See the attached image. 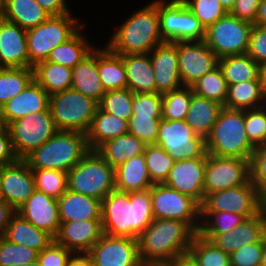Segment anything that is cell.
Segmentation results:
<instances>
[{"instance_id":"obj_1","label":"cell","mask_w":266,"mask_h":266,"mask_svg":"<svg viewBox=\"0 0 266 266\" xmlns=\"http://www.w3.org/2000/svg\"><path fill=\"white\" fill-rule=\"evenodd\" d=\"M153 220L150 188L133 192L115 189L101 201L103 234L138 239Z\"/></svg>"},{"instance_id":"obj_2","label":"cell","mask_w":266,"mask_h":266,"mask_svg":"<svg viewBox=\"0 0 266 266\" xmlns=\"http://www.w3.org/2000/svg\"><path fill=\"white\" fill-rule=\"evenodd\" d=\"M196 234L187 222L154 219L137 239L140 259L142 262H169L189 252Z\"/></svg>"},{"instance_id":"obj_3","label":"cell","mask_w":266,"mask_h":266,"mask_svg":"<svg viewBox=\"0 0 266 266\" xmlns=\"http://www.w3.org/2000/svg\"><path fill=\"white\" fill-rule=\"evenodd\" d=\"M115 29L107 47L119 55L147 54L165 43L160 33L157 0L134 12Z\"/></svg>"},{"instance_id":"obj_4","label":"cell","mask_w":266,"mask_h":266,"mask_svg":"<svg viewBox=\"0 0 266 266\" xmlns=\"http://www.w3.org/2000/svg\"><path fill=\"white\" fill-rule=\"evenodd\" d=\"M90 151L87 134L77 131H57L41 147L23 160L30 169L68 172Z\"/></svg>"},{"instance_id":"obj_5","label":"cell","mask_w":266,"mask_h":266,"mask_svg":"<svg viewBox=\"0 0 266 266\" xmlns=\"http://www.w3.org/2000/svg\"><path fill=\"white\" fill-rule=\"evenodd\" d=\"M244 124L245 110L223 107L206 138L207 153L251 160L255 147L249 142Z\"/></svg>"},{"instance_id":"obj_6","label":"cell","mask_w":266,"mask_h":266,"mask_svg":"<svg viewBox=\"0 0 266 266\" xmlns=\"http://www.w3.org/2000/svg\"><path fill=\"white\" fill-rule=\"evenodd\" d=\"M68 190L103 200L115 190V169L90 150L67 172Z\"/></svg>"},{"instance_id":"obj_7","label":"cell","mask_w":266,"mask_h":266,"mask_svg":"<svg viewBox=\"0 0 266 266\" xmlns=\"http://www.w3.org/2000/svg\"><path fill=\"white\" fill-rule=\"evenodd\" d=\"M49 108L58 131L87 134L99 103L78 91L68 89L50 95Z\"/></svg>"},{"instance_id":"obj_8","label":"cell","mask_w":266,"mask_h":266,"mask_svg":"<svg viewBox=\"0 0 266 266\" xmlns=\"http://www.w3.org/2000/svg\"><path fill=\"white\" fill-rule=\"evenodd\" d=\"M73 18L70 13L50 16L40 25L26 30L29 68L47 60L56 46L68 40L85 23Z\"/></svg>"},{"instance_id":"obj_9","label":"cell","mask_w":266,"mask_h":266,"mask_svg":"<svg viewBox=\"0 0 266 266\" xmlns=\"http://www.w3.org/2000/svg\"><path fill=\"white\" fill-rule=\"evenodd\" d=\"M160 33L165 42L204 41L205 27L183 0H157Z\"/></svg>"},{"instance_id":"obj_10","label":"cell","mask_w":266,"mask_h":266,"mask_svg":"<svg viewBox=\"0 0 266 266\" xmlns=\"http://www.w3.org/2000/svg\"><path fill=\"white\" fill-rule=\"evenodd\" d=\"M7 127L14 153L18 159H24L58 131L50 108L12 121Z\"/></svg>"},{"instance_id":"obj_11","label":"cell","mask_w":266,"mask_h":266,"mask_svg":"<svg viewBox=\"0 0 266 266\" xmlns=\"http://www.w3.org/2000/svg\"><path fill=\"white\" fill-rule=\"evenodd\" d=\"M154 219H173L187 222L197 233L201 222V205L188 195L172 189L164 183L150 188Z\"/></svg>"},{"instance_id":"obj_12","label":"cell","mask_w":266,"mask_h":266,"mask_svg":"<svg viewBox=\"0 0 266 266\" xmlns=\"http://www.w3.org/2000/svg\"><path fill=\"white\" fill-rule=\"evenodd\" d=\"M252 26L228 12L206 28L204 42L218 58L246 54Z\"/></svg>"},{"instance_id":"obj_13","label":"cell","mask_w":266,"mask_h":266,"mask_svg":"<svg viewBox=\"0 0 266 266\" xmlns=\"http://www.w3.org/2000/svg\"><path fill=\"white\" fill-rule=\"evenodd\" d=\"M155 144L175 161L208 155L206 139L197 135L185 120L161 119Z\"/></svg>"},{"instance_id":"obj_14","label":"cell","mask_w":266,"mask_h":266,"mask_svg":"<svg viewBox=\"0 0 266 266\" xmlns=\"http://www.w3.org/2000/svg\"><path fill=\"white\" fill-rule=\"evenodd\" d=\"M262 196L251 180L246 184L205 195L201 212H231L245 218L262 211Z\"/></svg>"},{"instance_id":"obj_15","label":"cell","mask_w":266,"mask_h":266,"mask_svg":"<svg viewBox=\"0 0 266 266\" xmlns=\"http://www.w3.org/2000/svg\"><path fill=\"white\" fill-rule=\"evenodd\" d=\"M250 180V160L207 155L204 195L246 184Z\"/></svg>"},{"instance_id":"obj_16","label":"cell","mask_w":266,"mask_h":266,"mask_svg":"<svg viewBox=\"0 0 266 266\" xmlns=\"http://www.w3.org/2000/svg\"><path fill=\"white\" fill-rule=\"evenodd\" d=\"M182 86L191 87L199 78L218 66L219 58L204 41L174 42Z\"/></svg>"},{"instance_id":"obj_17","label":"cell","mask_w":266,"mask_h":266,"mask_svg":"<svg viewBox=\"0 0 266 266\" xmlns=\"http://www.w3.org/2000/svg\"><path fill=\"white\" fill-rule=\"evenodd\" d=\"M94 266H139L138 240L103 234L87 253Z\"/></svg>"},{"instance_id":"obj_18","label":"cell","mask_w":266,"mask_h":266,"mask_svg":"<svg viewBox=\"0 0 266 266\" xmlns=\"http://www.w3.org/2000/svg\"><path fill=\"white\" fill-rule=\"evenodd\" d=\"M35 191L32 170L23 159L0 167V195L15 211L21 207Z\"/></svg>"},{"instance_id":"obj_19","label":"cell","mask_w":266,"mask_h":266,"mask_svg":"<svg viewBox=\"0 0 266 266\" xmlns=\"http://www.w3.org/2000/svg\"><path fill=\"white\" fill-rule=\"evenodd\" d=\"M207 157L177 160L164 184L195 199L200 205L204 201V177Z\"/></svg>"},{"instance_id":"obj_20","label":"cell","mask_w":266,"mask_h":266,"mask_svg":"<svg viewBox=\"0 0 266 266\" xmlns=\"http://www.w3.org/2000/svg\"><path fill=\"white\" fill-rule=\"evenodd\" d=\"M199 235L230 255L245 245L259 242L266 235V217L262 210L259 214L246 218L229 232Z\"/></svg>"},{"instance_id":"obj_21","label":"cell","mask_w":266,"mask_h":266,"mask_svg":"<svg viewBox=\"0 0 266 266\" xmlns=\"http://www.w3.org/2000/svg\"><path fill=\"white\" fill-rule=\"evenodd\" d=\"M103 235L101 219L61 222L54 241L76 253H88Z\"/></svg>"},{"instance_id":"obj_22","label":"cell","mask_w":266,"mask_h":266,"mask_svg":"<svg viewBox=\"0 0 266 266\" xmlns=\"http://www.w3.org/2000/svg\"><path fill=\"white\" fill-rule=\"evenodd\" d=\"M36 228L56 236L61 224L57 199L35 190L16 211Z\"/></svg>"},{"instance_id":"obj_23","label":"cell","mask_w":266,"mask_h":266,"mask_svg":"<svg viewBox=\"0 0 266 266\" xmlns=\"http://www.w3.org/2000/svg\"><path fill=\"white\" fill-rule=\"evenodd\" d=\"M149 55L156 82V93L181 88L177 46L172 42H165L154 48Z\"/></svg>"},{"instance_id":"obj_24","label":"cell","mask_w":266,"mask_h":266,"mask_svg":"<svg viewBox=\"0 0 266 266\" xmlns=\"http://www.w3.org/2000/svg\"><path fill=\"white\" fill-rule=\"evenodd\" d=\"M29 68L26 30L0 17V68Z\"/></svg>"},{"instance_id":"obj_25","label":"cell","mask_w":266,"mask_h":266,"mask_svg":"<svg viewBox=\"0 0 266 266\" xmlns=\"http://www.w3.org/2000/svg\"><path fill=\"white\" fill-rule=\"evenodd\" d=\"M50 95L33 79L19 94L1 108L5 124L29 114L49 109Z\"/></svg>"},{"instance_id":"obj_26","label":"cell","mask_w":266,"mask_h":266,"mask_svg":"<svg viewBox=\"0 0 266 266\" xmlns=\"http://www.w3.org/2000/svg\"><path fill=\"white\" fill-rule=\"evenodd\" d=\"M71 89L100 103L106 93L98 73V49H93L72 68Z\"/></svg>"},{"instance_id":"obj_27","label":"cell","mask_w":266,"mask_h":266,"mask_svg":"<svg viewBox=\"0 0 266 266\" xmlns=\"http://www.w3.org/2000/svg\"><path fill=\"white\" fill-rule=\"evenodd\" d=\"M57 201L61 222L101 219V200L67 189Z\"/></svg>"},{"instance_id":"obj_28","label":"cell","mask_w":266,"mask_h":266,"mask_svg":"<svg viewBox=\"0 0 266 266\" xmlns=\"http://www.w3.org/2000/svg\"><path fill=\"white\" fill-rule=\"evenodd\" d=\"M2 236L12 243L35 249L38 252H41L54 241L51 234L36 228L16 212L11 216Z\"/></svg>"},{"instance_id":"obj_29","label":"cell","mask_w":266,"mask_h":266,"mask_svg":"<svg viewBox=\"0 0 266 266\" xmlns=\"http://www.w3.org/2000/svg\"><path fill=\"white\" fill-rule=\"evenodd\" d=\"M51 15L35 0H5L0 7V17L17 24L24 30L45 22Z\"/></svg>"},{"instance_id":"obj_30","label":"cell","mask_w":266,"mask_h":266,"mask_svg":"<svg viewBox=\"0 0 266 266\" xmlns=\"http://www.w3.org/2000/svg\"><path fill=\"white\" fill-rule=\"evenodd\" d=\"M127 88L135 93H156V82L149 53L123 55Z\"/></svg>"},{"instance_id":"obj_31","label":"cell","mask_w":266,"mask_h":266,"mask_svg":"<svg viewBox=\"0 0 266 266\" xmlns=\"http://www.w3.org/2000/svg\"><path fill=\"white\" fill-rule=\"evenodd\" d=\"M144 154L137 155L115 168V188L123 192L149 189L153 186Z\"/></svg>"},{"instance_id":"obj_32","label":"cell","mask_w":266,"mask_h":266,"mask_svg":"<svg viewBox=\"0 0 266 266\" xmlns=\"http://www.w3.org/2000/svg\"><path fill=\"white\" fill-rule=\"evenodd\" d=\"M222 108L220 103L192 93L185 121L197 135L206 139Z\"/></svg>"},{"instance_id":"obj_33","label":"cell","mask_w":266,"mask_h":266,"mask_svg":"<svg viewBox=\"0 0 266 266\" xmlns=\"http://www.w3.org/2000/svg\"><path fill=\"white\" fill-rule=\"evenodd\" d=\"M127 133L128 121L98 108L87 132V142L90 150L96 151L104 142Z\"/></svg>"},{"instance_id":"obj_34","label":"cell","mask_w":266,"mask_h":266,"mask_svg":"<svg viewBox=\"0 0 266 266\" xmlns=\"http://www.w3.org/2000/svg\"><path fill=\"white\" fill-rule=\"evenodd\" d=\"M146 144L132 134L104 142L96 151L114 169L131 158L144 154Z\"/></svg>"},{"instance_id":"obj_35","label":"cell","mask_w":266,"mask_h":266,"mask_svg":"<svg viewBox=\"0 0 266 266\" xmlns=\"http://www.w3.org/2000/svg\"><path fill=\"white\" fill-rule=\"evenodd\" d=\"M98 73L105 92L127 88L123 55L112 52L107 46L98 49Z\"/></svg>"},{"instance_id":"obj_36","label":"cell","mask_w":266,"mask_h":266,"mask_svg":"<svg viewBox=\"0 0 266 266\" xmlns=\"http://www.w3.org/2000/svg\"><path fill=\"white\" fill-rule=\"evenodd\" d=\"M33 70L34 80L49 95L71 89L72 68L45 60L37 63Z\"/></svg>"},{"instance_id":"obj_37","label":"cell","mask_w":266,"mask_h":266,"mask_svg":"<svg viewBox=\"0 0 266 266\" xmlns=\"http://www.w3.org/2000/svg\"><path fill=\"white\" fill-rule=\"evenodd\" d=\"M266 105L260 80L243 81L228 85V95L223 107L229 109L247 110Z\"/></svg>"},{"instance_id":"obj_38","label":"cell","mask_w":266,"mask_h":266,"mask_svg":"<svg viewBox=\"0 0 266 266\" xmlns=\"http://www.w3.org/2000/svg\"><path fill=\"white\" fill-rule=\"evenodd\" d=\"M83 27L84 24L68 40L56 46L46 61L73 68L87 56L94 47L82 35L80 29Z\"/></svg>"},{"instance_id":"obj_39","label":"cell","mask_w":266,"mask_h":266,"mask_svg":"<svg viewBox=\"0 0 266 266\" xmlns=\"http://www.w3.org/2000/svg\"><path fill=\"white\" fill-rule=\"evenodd\" d=\"M218 65L227 81V85H233L243 81L259 80L260 65L247 54L219 58Z\"/></svg>"},{"instance_id":"obj_40","label":"cell","mask_w":266,"mask_h":266,"mask_svg":"<svg viewBox=\"0 0 266 266\" xmlns=\"http://www.w3.org/2000/svg\"><path fill=\"white\" fill-rule=\"evenodd\" d=\"M33 79V68H0V107L19 95Z\"/></svg>"},{"instance_id":"obj_41","label":"cell","mask_w":266,"mask_h":266,"mask_svg":"<svg viewBox=\"0 0 266 266\" xmlns=\"http://www.w3.org/2000/svg\"><path fill=\"white\" fill-rule=\"evenodd\" d=\"M191 88L194 94L225 105L228 85L219 65L199 78Z\"/></svg>"},{"instance_id":"obj_42","label":"cell","mask_w":266,"mask_h":266,"mask_svg":"<svg viewBox=\"0 0 266 266\" xmlns=\"http://www.w3.org/2000/svg\"><path fill=\"white\" fill-rule=\"evenodd\" d=\"M189 253L199 266H231L230 256L198 233L189 248Z\"/></svg>"},{"instance_id":"obj_43","label":"cell","mask_w":266,"mask_h":266,"mask_svg":"<svg viewBox=\"0 0 266 266\" xmlns=\"http://www.w3.org/2000/svg\"><path fill=\"white\" fill-rule=\"evenodd\" d=\"M146 166L151 181L164 183L175 160L159 145H146L144 149Z\"/></svg>"},{"instance_id":"obj_44","label":"cell","mask_w":266,"mask_h":266,"mask_svg":"<svg viewBox=\"0 0 266 266\" xmlns=\"http://www.w3.org/2000/svg\"><path fill=\"white\" fill-rule=\"evenodd\" d=\"M192 93V88L187 86L162 93V119L186 120Z\"/></svg>"},{"instance_id":"obj_45","label":"cell","mask_w":266,"mask_h":266,"mask_svg":"<svg viewBox=\"0 0 266 266\" xmlns=\"http://www.w3.org/2000/svg\"><path fill=\"white\" fill-rule=\"evenodd\" d=\"M35 179V190L55 199L68 189L67 172L49 169H31Z\"/></svg>"},{"instance_id":"obj_46","label":"cell","mask_w":266,"mask_h":266,"mask_svg":"<svg viewBox=\"0 0 266 266\" xmlns=\"http://www.w3.org/2000/svg\"><path fill=\"white\" fill-rule=\"evenodd\" d=\"M246 218L231 212H201L198 234H223L235 228Z\"/></svg>"},{"instance_id":"obj_47","label":"cell","mask_w":266,"mask_h":266,"mask_svg":"<svg viewBox=\"0 0 266 266\" xmlns=\"http://www.w3.org/2000/svg\"><path fill=\"white\" fill-rule=\"evenodd\" d=\"M133 97L134 93L128 88L107 91L99 103V108L129 121L132 116Z\"/></svg>"},{"instance_id":"obj_48","label":"cell","mask_w":266,"mask_h":266,"mask_svg":"<svg viewBox=\"0 0 266 266\" xmlns=\"http://www.w3.org/2000/svg\"><path fill=\"white\" fill-rule=\"evenodd\" d=\"M35 249L12 243L0 236V266H16L31 263L38 258Z\"/></svg>"},{"instance_id":"obj_49","label":"cell","mask_w":266,"mask_h":266,"mask_svg":"<svg viewBox=\"0 0 266 266\" xmlns=\"http://www.w3.org/2000/svg\"><path fill=\"white\" fill-rule=\"evenodd\" d=\"M205 29L228 12L219 0H183Z\"/></svg>"},{"instance_id":"obj_50","label":"cell","mask_w":266,"mask_h":266,"mask_svg":"<svg viewBox=\"0 0 266 266\" xmlns=\"http://www.w3.org/2000/svg\"><path fill=\"white\" fill-rule=\"evenodd\" d=\"M244 125L249 142L255 148L260 147L266 133V105L245 110Z\"/></svg>"},{"instance_id":"obj_51","label":"cell","mask_w":266,"mask_h":266,"mask_svg":"<svg viewBox=\"0 0 266 266\" xmlns=\"http://www.w3.org/2000/svg\"><path fill=\"white\" fill-rule=\"evenodd\" d=\"M162 117L131 116L128 121V133L142 140L146 145L156 143Z\"/></svg>"},{"instance_id":"obj_52","label":"cell","mask_w":266,"mask_h":266,"mask_svg":"<svg viewBox=\"0 0 266 266\" xmlns=\"http://www.w3.org/2000/svg\"><path fill=\"white\" fill-rule=\"evenodd\" d=\"M162 93H135L132 102V116L162 117Z\"/></svg>"},{"instance_id":"obj_53","label":"cell","mask_w":266,"mask_h":266,"mask_svg":"<svg viewBox=\"0 0 266 266\" xmlns=\"http://www.w3.org/2000/svg\"><path fill=\"white\" fill-rule=\"evenodd\" d=\"M250 180L263 197L266 194V147H256L250 160Z\"/></svg>"},{"instance_id":"obj_54","label":"cell","mask_w":266,"mask_h":266,"mask_svg":"<svg viewBox=\"0 0 266 266\" xmlns=\"http://www.w3.org/2000/svg\"><path fill=\"white\" fill-rule=\"evenodd\" d=\"M263 253V238L256 243L245 245L230 254L231 266H260Z\"/></svg>"},{"instance_id":"obj_55","label":"cell","mask_w":266,"mask_h":266,"mask_svg":"<svg viewBox=\"0 0 266 266\" xmlns=\"http://www.w3.org/2000/svg\"><path fill=\"white\" fill-rule=\"evenodd\" d=\"M74 253L63 245L53 241L48 247L38 253L40 266H67Z\"/></svg>"},{"instance_id":"obj_56","label":"cell","mask_w":266,"mask_h":266,"mask_svg":"<svg viewBox=\"0 0 266 266\" xmlns=\"http://www.w3.org/2000/svg\"><path fill=\"white\" fill-rule=\"evenodd\" d=\"M246 54L259 65L266 62V27L253 24Z\"/></svg>"},{"instance_id":"obj_57","label":"cell","mask_w":266,"mask_h":266,"mask_svg":"<svg viewBox=\"0 0 266 266\" xmlns=\"http://www.w3.org/2000/svg\"><path fill=\"white\" fill-rule=\"evenodd\" d=\"M262 0H236L229 12L234 17L254 24L258 6Z\"/></svg>"},{"instance_id":"obj_58","label":"cell","mask_w":266,"mask_h":266,"mask_svg":"<svg viewBox=\"0 0 266 266\" xmlns=\"http://www.w3.org/2000/svg\"><path fill=\"white\" fill-rule=\"evenodd\" d=\"M16 157L8 127L0 130V167L15 163Z\"/></svg>"},{"instance_id":"obj_59","label":"cell","mask_w":266,"mask_h":266,"mask_svg":"<svg viewBox=\"0 0 266 266\" xmlns=\"http://www.w3.org/2000/svg\"><path fill=\"white\" fill-rule=\"evenodd\" d=\"M35 1L51 16H60L70 13L65 0H35Z\"/></svg>"},{"instance_id":"obj_60","label":"cell","mask_w":266,"mask_h":266,"mask_svg":"<svg viewBox=\"0 0 266 266\" xmlns=\"http://www.w3.org/2000/svg\"><path fill=\"white\" fill-rule=\"evenodd\" d=\"M15 210L3 200L0 201V236H2L9 224L11 216Z\"/></svg>"},{"instance_id":"obj_61","label":"cell","mask_w":266,"mask_h":266,"mask_svg":"<svg viewBox=\"0 0 266 266\" xmlns=\"http://www.w3.org/2000/svg\"><path fill=\"white\" fill-rule=\"evenodd\" d=\"M166 263L168 266H199L198 262L189 252L179 255Z\"/></svg>"},{"instance_id":"obj_62","label":"cell","mask_w":266,"mask_h":266,"mask_svg":"<svg viewBox=\"0 0 266 266\" xmlns=\"http://www.w3.org/2000/svg\"><path fill=\"white\" fill-rule=\"evenodd\" d=\"M67 266H94V264L87 253H76L69 259Z\"/></svg>"},{"instance_id":"obj_63","label":"cell","mask_w":266,"mask_h":266,"mask_svg":"<svg viewBox=\"0 0 266 266\" xmlns=\"http://www.w3.org/2000/svg\"><path fill=\"white\" fill-rule=\"evenodd\" d=\"M254 25L266 27V0H262L258 6Z\"/></svg>"},{"instance_id":"obj_64","label":"cell","mask_w":266,"mask_h":266,"mask_svg":"<svg viewBox=\"0 0 266 266\" xmlns=\"http://www.w3.org/2000/svg\"><path fill=\"white\" fill-rule=\"evenodd\" d=\"M259 80L261 83L262 91L266 96V62L260 64L259 66Z\"/></svg>"},{"instance_id":"obj_65","label":"cell","mask_w":266,"mask_h":266,"mask_svg":"<svg viewBox=\"0 0 266 266\" xmlns=\"http://www.w3.org/2000/svg\"><path fill=\"white\" fill-rule=\"evenodd\" d=\"M236 0H219L221 5L225 8L227 12H230L233 8Z\"/></svg>"},{"instance_id":"obj_66","label":"cell","mask_w":266,"mask_h":266,"mask_svg":"<svg viewBox=\"0 0 266 266\" xmlns=\"http://www.w3.org/2000/svg\"><path fill=\"white\" fill-rule=\"evenodd\" d=\"M266 266V235L263 237V253L261 257V265Z\"/></svg>"},{"instance_id":"obj_67","label":"cell","mask_w":266,"mask_h":266,"mask_svg":"<svg viewBox=\"0 0 266 266\" xmlns=\"http://www.w3.org/2000/svg\"><path fill=\"white\" fill-rule=\"evenodd\" d=\"M139 266H168L167 263L142 262Z\"/></svg>"},{"instance_id":"obj_68","label":"cell","mask_w":266,"mask_h":266,"mask_svg":"<svg viewBox=\"0 0 266 266\" xmlns=\"http://www.w3.org/2000/svg\"><path fill=\"white\" fill-rule=\"evenodd\" d=\"M6 127L7 125L5 124V121L3 119L2 108L0 107V130Z\"/></svg>"},{"instance_id":"obj_69","label":"cell","mask_w":266,"mask_h":266,"mask_svg":"<svg viewBox=\"0 0 266 266\" xmlns=\"http://www.w3.org/2000/svg\"><path fill=\"white\" fill-rule=\"evenodd\" d=\"M16 266H40V264H39L38 260H35V261L31 262V263L21 264V265H16Z\"/></svg>"},{"instance_id":"obj_70","label":"cell","mask_w":266,"mask_h":266,"mask_svg":"<svg viewBox=\"0 0 266 266\" xmlns=\"http://www.w3.org/2000/svg\"><path fill=\"white\" fill-rule=\"evenodd\" d=\"M262 202H263L262 210H263L265 217H266V194L262 197Z\"/></svg>"},{"instance_id":"obj_71","label":"cell","mask_w":266,"mask_h":266,"mask_svg":"<svg viewBox=\"0 0 266 266\" xmlns=\"http://www.w3.org/2000/svg\"><path fill=\"white\" fill-rule=\"evenodd\" d=\"M261 146H264V147H266V133H265V135H264V141H263V143H262V145Z\"/></svg>"},{"instance_id":"obj_72","label":"cell","mask_w":266,"mask_h":266,"mask_svg":"<svg viewBox=\"0 0 266 266\" xmlns=\"http://www.w3.org/2000/svg\"><path fill=\"white\" fill-rule=\"evenodd\" d=\"M5 0H0V7L3 5Z\"/></svg>"}]
</instances>
